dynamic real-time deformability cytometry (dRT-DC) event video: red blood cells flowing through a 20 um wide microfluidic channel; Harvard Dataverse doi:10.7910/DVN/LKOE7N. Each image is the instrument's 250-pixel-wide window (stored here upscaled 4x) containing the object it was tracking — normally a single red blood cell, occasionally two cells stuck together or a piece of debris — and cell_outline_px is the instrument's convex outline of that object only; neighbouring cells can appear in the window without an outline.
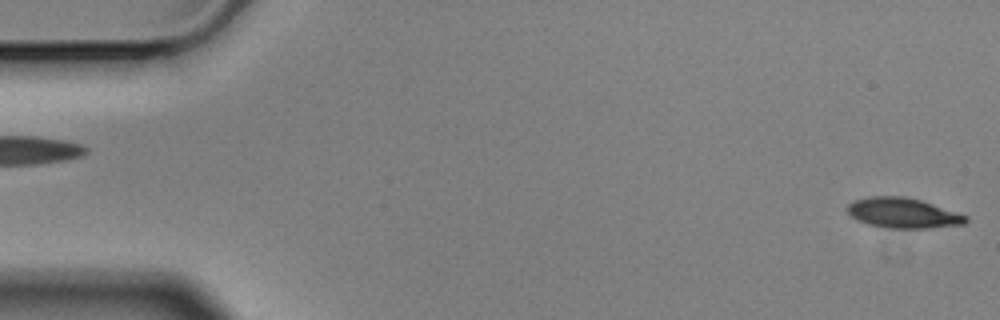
{"species": "Egyptian fruit bat (a non-hibernating species)", "species_latin": "Rousettus aegyptiacus", "temperature_condition": "cold", "stored_images_in_passage": 57, "camera_frame_rate_fps": 3000, "um_per_image_px": 0.085, "animal": {"sex": "male"}, "frame": {"image": 1, "passage_image": 1, "time_ms": 0.0, "image_size_px": [1000, 320], "cell_outline_px": [[968, 220], [964, 224], [928, 228], [888, 228], [868, 224], [852, 216], [844, 208], [848, 204], [856, 200], [872, 196], [904, 196], [920, 200], [968, 216]], "centroid_in_image_um": [76.75, 18.1], "position_along_channel_um": 8.3, "area_um2": 20.58}}
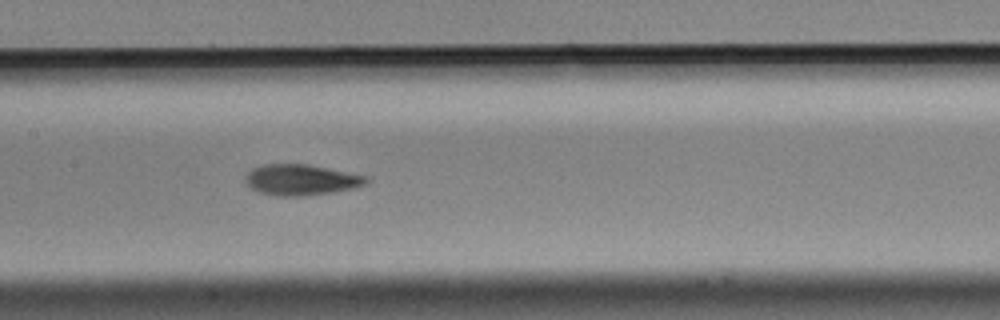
{"frame": {"image": 2, "passage_image": 27, "time_ms": 8.667, "image_size_px": [1000, 320], "cell_outline_px": [[372, 180], [368, 184], [356, 188], [332, 192], [304, 196], [276, 196], [260, 192], [252, 188], [244, 180], [244, 176], [252, 168], [264, 164], [308, 164], [368, 176]], "centroid_in_image_um": [25.64, 15.28], "position_along_channel_um": 181.8, "area_um2": 21.96}}
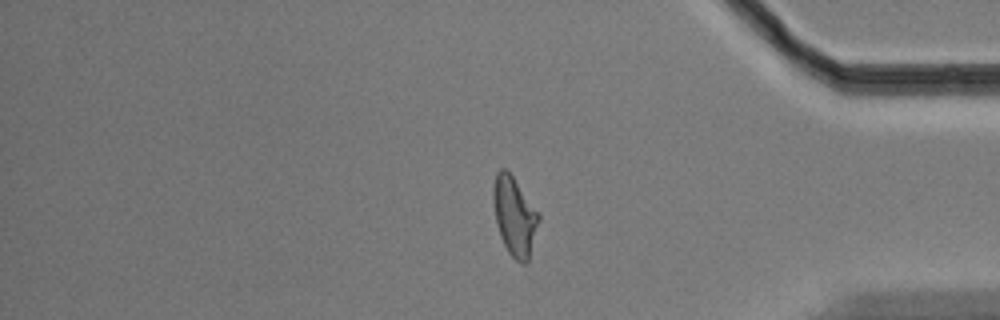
{"frame": {"image": 3, "passage_image": 47, "time_ms": 15.333, "image_size_px": [1000, 320], "cell_outline_px": [[540, 220], [528, 260], [524, 264], [520, 264], [508, 252], [500, 236], [496, 224], [492, 200], [492, 188], [496, 172], [500, 168], [504, 168], [512, 176], [540, 216]], "centroid_in_image_um": [43.7, 18.38], "position_along_channel_um": 391.5, "area_um2": 20.69}, "authors_computed_cell_mechanics": {"area_um2": 21.097, "velocity_mm_per_s": 3.4999, "shape_relaxation_time_tau1_ms": 5.4146, "shape_relaxation_time_tau2_ms": 2.8708, "deformation_change_tau1": 0.1664, "deformation_change_tau2": 0.0939}}